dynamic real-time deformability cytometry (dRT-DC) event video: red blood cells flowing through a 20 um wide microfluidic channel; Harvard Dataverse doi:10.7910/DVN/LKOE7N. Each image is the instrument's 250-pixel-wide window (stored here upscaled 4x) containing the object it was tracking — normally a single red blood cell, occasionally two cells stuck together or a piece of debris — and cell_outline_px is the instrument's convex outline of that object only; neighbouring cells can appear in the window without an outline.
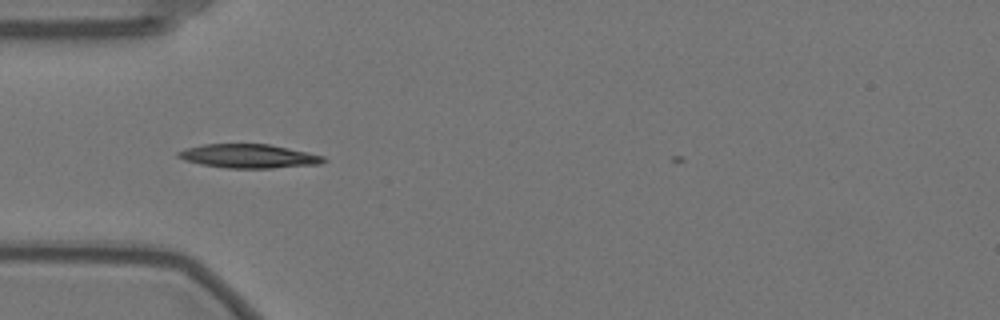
{"species": "Egyptian fruit bat (a non-hibernating species)", "species_latin": "Rousettus aegyptiacus", "temperature_condition": "warm", "stored_images_in_passage": 34, "camera_frame_rate_fps": 3000, "um_per_image_px": 0.085, "animal": {"sex": "female"}, "frame": {"image": 1, "passage_image": 1, "time_ms": 0.0, "image_size_px": [1000, 320], "cell_outline_px": [[328, 160], [320, 164], [272, 168], [228, 168], [200, 164], [184, 160], [176, 156], [176, 152], [184, 148], [204, 144], [268, 144], [308, 152], [324, 156]], "centroid_in_image_um": [21.12, 13.27], "position_along_channel_um": 63.9, "area_um2": 20.29}}
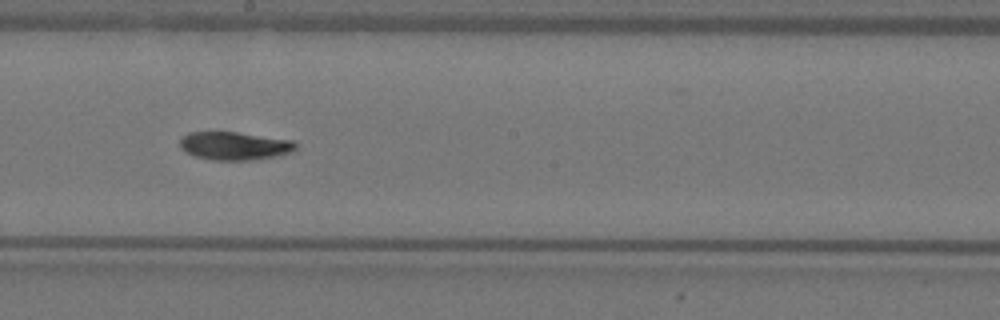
{"frame": {"image": 2, "passage_image": 15, "time_ms": 4.667, "image_size_px": [1000, 320], "cell_outline_px": [[296, 148], [292, 152], [276, 156], [252, 160], [212, 160], [196, 156], [180, 148], [180, 140], [188, 132], [236, 132], [292, 140], [296, 144]], "centroid_in_image_um": [19.94, 12.4], "position_along_channel_um": 228.3, "area_um2": 18.84}}
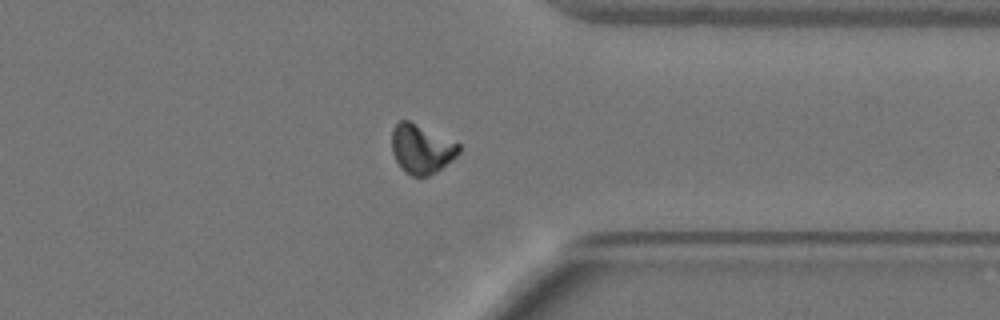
{"frame": {"image": 3, "passage_image": 28, "time_ms": 9.0, "image_size_px": [1000, 320], "cell_outline_px": [[460, 152], [452, 160], [436, 172], [428, 176], [412, 176], [404, 172], [400, 168], [392, 152], [392, 128], [400, 120], [408, 120], [460, 144]], "centroid_in_image_um": [35.8, 12.67], "position_along_channel_um": 375.6, "area_um2": 19.13}}